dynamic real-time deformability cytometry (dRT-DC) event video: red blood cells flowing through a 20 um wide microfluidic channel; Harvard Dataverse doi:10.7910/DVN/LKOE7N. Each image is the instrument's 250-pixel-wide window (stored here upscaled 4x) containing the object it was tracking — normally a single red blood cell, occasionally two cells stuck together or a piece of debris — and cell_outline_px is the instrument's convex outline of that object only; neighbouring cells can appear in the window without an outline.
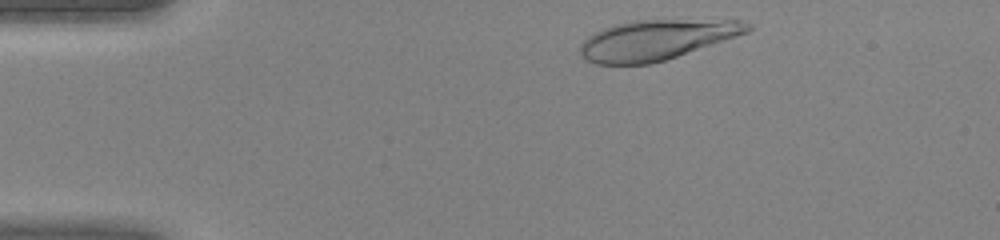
{"species": "human", "species_latin": "Homo sapiens", "temperature_condition": "warm", "stored_images_in_passage": 33, "camera_frame_rate_fps": 3000, "um_per_image_px": 0.085, "donor": {"sex": "female"}, "frame": {"image": 1, "passage_image": 2, "time_ms": 0.333, "image_size_px": [1000, 240], "cell_outline_px": [[752, 28], [748, 32], [652, 64], [596, 64], [580, 56], [580, 44], [592, 32], [612, 24], [632, 20], [740, 20], [752, 24]], "centroid_in_image_um": [55.74, 3.37], "position_along_channel_um": 29.3, "area_um2": 38.96}}
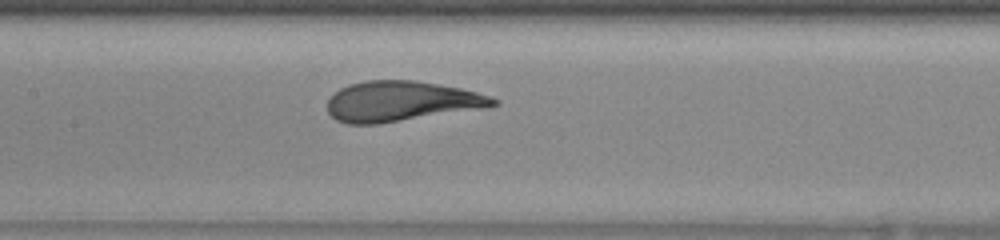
{"frame": {"image": 2, "passage_image": 16, "time_ms": 5.0, "image_size_px": [1000, 240], "cell_outline_px": [[500, 104], [484, 108], [380, 124], [348, 124], [336, 120], [328, 112], [328, 96], [340, 88], [348, 84], [364, 80], [416, 80], [460, 88], [492, 96], [500, 100]], "centroid_in_image_um": [34.1, 8.61], "position_along_channel_um": 173.3, "area_um2": 39.25}}
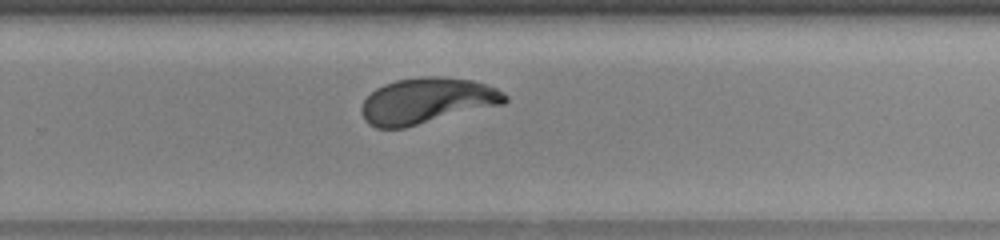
{"frame": {"image": 3, "passage_image": 24, "time_ms": 7.667, "image_size_px": [1000, 240], "cell_outline_px": [[508, 100], [504, 104], [404, 128], [376, 128], [368, 124], [364, 120], [360, 112], [360, 108], [364, 100], [376, 88], [384, 84], [396, 80], [420, 76], [436, 76], [472, 80], [496, 88], [508, 96]], "centroid_in_image_um": [36.26, 8.57], "position_along_channel_um": 293.5, "area_um2": 38.44}}